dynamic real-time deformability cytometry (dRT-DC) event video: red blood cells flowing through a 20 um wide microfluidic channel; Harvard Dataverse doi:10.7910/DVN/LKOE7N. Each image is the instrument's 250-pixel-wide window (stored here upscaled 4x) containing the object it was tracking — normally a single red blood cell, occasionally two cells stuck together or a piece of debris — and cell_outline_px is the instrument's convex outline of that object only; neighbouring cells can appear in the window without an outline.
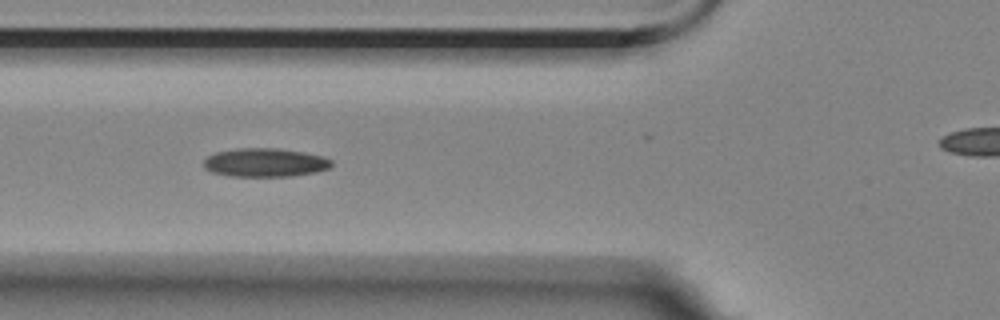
{"species": "Egyptian fruit bat (a non-hibernating species)", "species_latin": "Rousettus aegyptiacus", "temperature_condition": "room temperature", "stored_images_in_passage": 7, "segment_of_instrument_passage": [1, 2], "camera_frame_rate_fps": 3000, "um_per_image_px": 0.085, "animal": {"sex": "female"}, "frame": {"image": 1, "passage_image": 3, "time_ms": 2.333, "image_size_px": [1000, 320], "cell_outline_px": [[332, 164], [328, 168], [316, 172], [292, 176], [228, 176], [212, 172], [204, 168], [204, 160], [208, 156], [216, 152], [236, 148], [276, 148], [324, 156], [332, 160]], "centroid_in_image_um": [22.51, 13.82], "position_along_channel_um": 103.3, "area_um2": 21.27}}
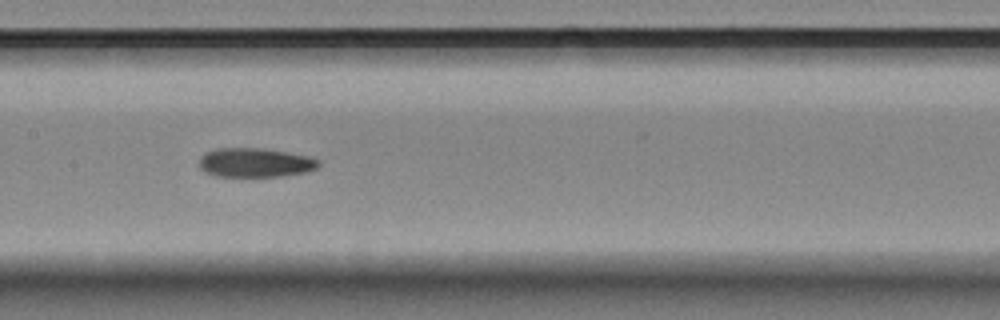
{"frame": {"image": 2, "passage_image": 5, "time_ms": 4.667, "image_size_px": [1000, 320], "cell_outline_px": [[320, 164], [316, 168], [304, 172], [280, 176], [216, 176], [200, 168], [200, 156], [204, 152], [216, 148], [260, 148], [308, 156], [320, 160]], "centroid_in_image_um": [21.66, 13.81], "position_along_channel_um": 185.7, "area_um2": 20.06}}
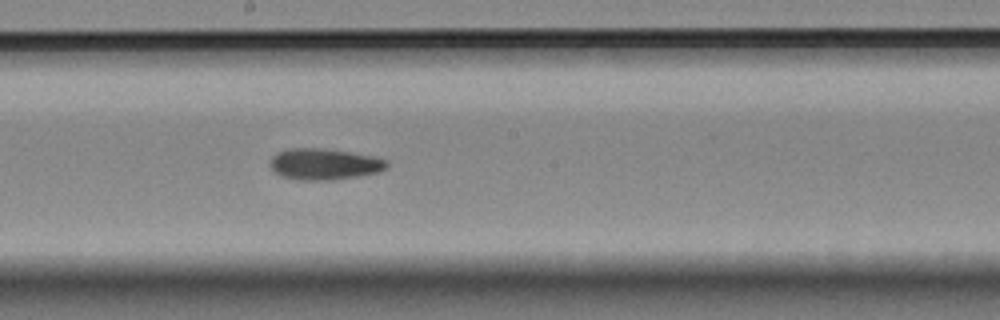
{"frame": {"image": 3, "passage_image": 6, "time_ms": 5.667, "image_size_px": [1000, 320], "cell_outline_px": [[388, 168], [380, 172], [360, 176], [336, 180], [300, 180], [280, 176], [268, 164], [272, 156], [276, 152], [288, 148], [324, 148], [372, 156], [388, 160]], "centroid_in_image_um": [27.56, 13.95], "position_along_channel_um": 220.6, "area_um2": 21.56}}